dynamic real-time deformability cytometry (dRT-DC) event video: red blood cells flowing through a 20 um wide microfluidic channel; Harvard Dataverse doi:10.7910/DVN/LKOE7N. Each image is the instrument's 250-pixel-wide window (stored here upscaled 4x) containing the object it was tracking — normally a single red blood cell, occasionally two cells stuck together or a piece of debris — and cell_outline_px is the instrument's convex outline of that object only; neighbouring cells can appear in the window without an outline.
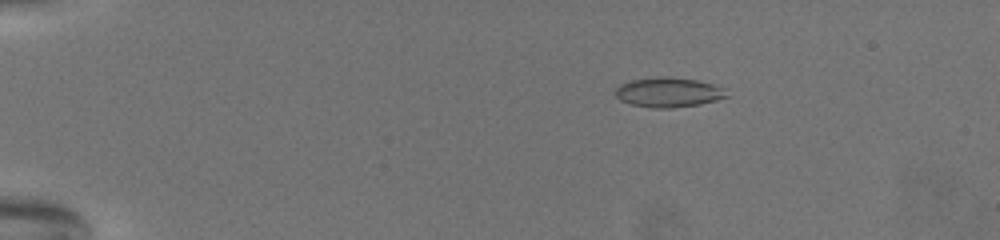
{"species": "common noctule bat (a hibernating species)", "species_latin": "Nyctalus noctula", "temperature_condition": "warm", "stored_images_in_passage": 72, "camera_frame_rate_fps": 3000, "um_per_image_px": 0.085, "animal": {"sex": "female", "body_mass_g": 19.5, "forearm_length_mm": 54.1}, "frame": {"image": 1, "passage_image": 15, "time_ms": 4.667, "image_size_px": [1000, 240], "cell_outline_px": [[728, 96], [716, 100], [700, 104], [668, 108], [656, 108], [632, 104], [620, 100], [616, 96], [616, 88], [620, 84], [632, 80], [664, 76], [696, 80], [712, 84], [720, 88]], "centroid_in_image_um": [56.78, 7.85], "position_along_channel_um": 28.2, "area_um2": 18.79}}
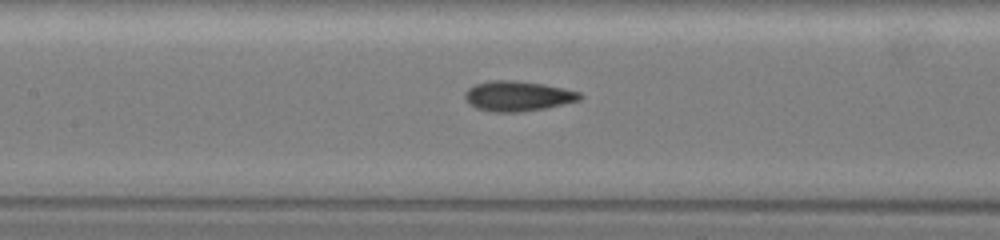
{"frame": {"image": 2, "passage_image": 38, "time_ms": 12.333, "image_size_px": [1000, 240], "cell_outline_px": [[584, 96], [580, 100], [544, 108], [516, 112], [492, 112], [476, 108], [464, 96], [468, 88], [476, 84], [492, 80], [512, 80], [544, 84], [580, 92]], "centroid_in_image_um": [44.03, 8.16], "position_along_channel_um": 163.4, "area_um2": 19.88}}
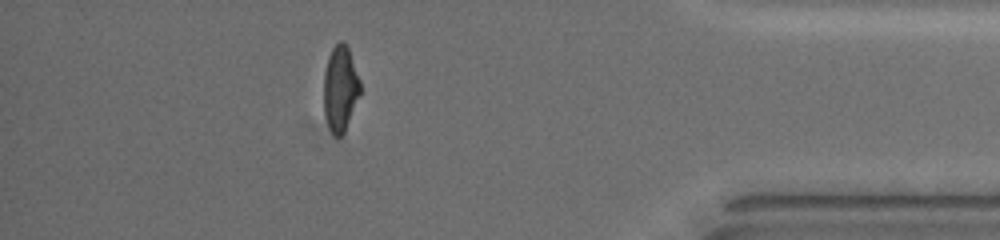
{"frame": {"image": 3, "passage_image": 65, "time_ms": 21.333, "image_size_px": [1000, 240], "cell_outline_px": [[360, 92], [344, 132], [340, 136], [336, 136], [332, 132], [324, 116], [324, 72], [328, 56], [332, 48], [340, 40], [348, 48], [360, 80]], "centroid_in_image_um": [28.91, 7.51], "position_along_channel_um": 406.3, "area_um2": 17.8}, "authors_computed_cell_mechanics": {"area_um2": 18.8139, "velocity_mm_per_s": 3.073, "shape_relaxation_time_tau1_ms": 9.019, "shape_relaxation_time_tau2_ms": 1.5882, "deformation_change_tau1": 0.2249, "deformation_change_tau2": 0.0719}}